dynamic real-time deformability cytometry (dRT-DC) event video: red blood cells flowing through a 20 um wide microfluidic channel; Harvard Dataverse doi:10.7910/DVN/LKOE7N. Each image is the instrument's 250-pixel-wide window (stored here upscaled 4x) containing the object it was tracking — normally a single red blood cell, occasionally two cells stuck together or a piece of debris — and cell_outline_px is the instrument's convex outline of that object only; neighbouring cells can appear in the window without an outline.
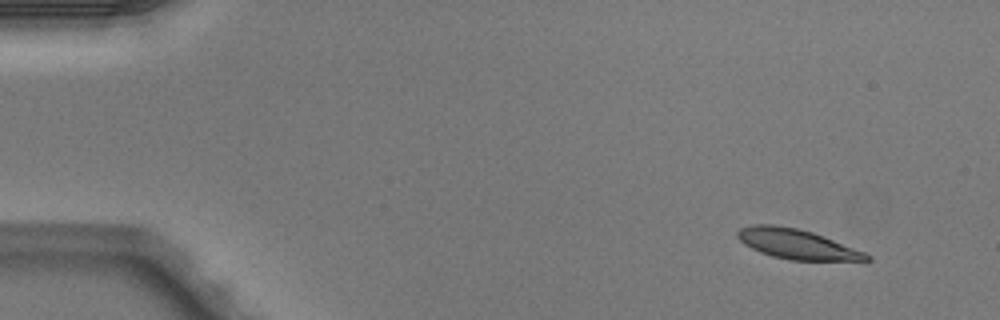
{"species": "Egyptian fruit bat (a non-hibernating species)", "species_latin": "Rousettus aegyptiacus", "temperature_condition": "warm", "stored_images_in_passage": 4, "camera_frame_rate_fps": 3000, "um_per_image_px": 0.085, "animal": {"sex": "male"}, "frame": {"image": 1, "passage_image": 1, "time_ms": 0.0, "image_size_px": [1000, 320], "cell_outline_px": [[872, 260], [864, 264], [788, 260], [772, 256], [760, 252], [744, 244], [736, 236], [736, 232], [740, 228], [752, 224], [772, 224], [796, 228], [812, 232], [824, 236], [864, 252], [872, 256]], "centroid_in_image_um": [67.89, 20.81], "position_along_channel_um": 17.1, "area_um2": 23.52}}
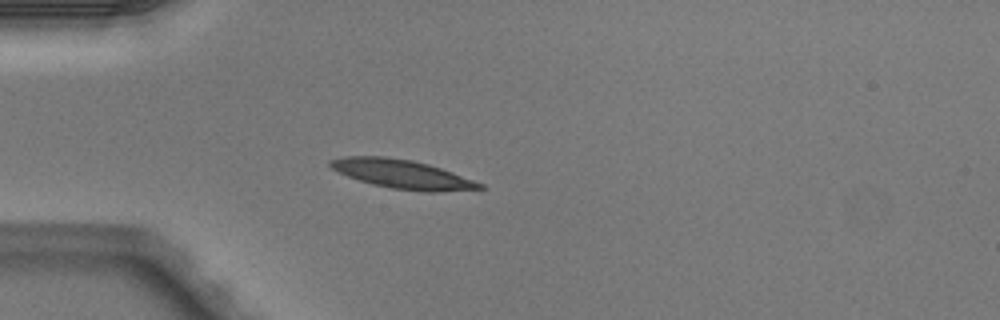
{"frame": {"image": 2, "passage_image": 3, "time_ms": 0.667, "image_size_px": [1000, 320], "cell_outline_px": [[484, 188], [440, 192], [420, 192], [392, 188], [372, 184], [348, 176], [332, 168], [328, 164], [328, 160], [344, 156], [384, 156], [412, 160], [428, 164], [452, 172], [484, 184]], "centroid_in_image_um": [34.19, 14.8], "position_along_channel_um": 50.8, "area_um2": 25.03}}